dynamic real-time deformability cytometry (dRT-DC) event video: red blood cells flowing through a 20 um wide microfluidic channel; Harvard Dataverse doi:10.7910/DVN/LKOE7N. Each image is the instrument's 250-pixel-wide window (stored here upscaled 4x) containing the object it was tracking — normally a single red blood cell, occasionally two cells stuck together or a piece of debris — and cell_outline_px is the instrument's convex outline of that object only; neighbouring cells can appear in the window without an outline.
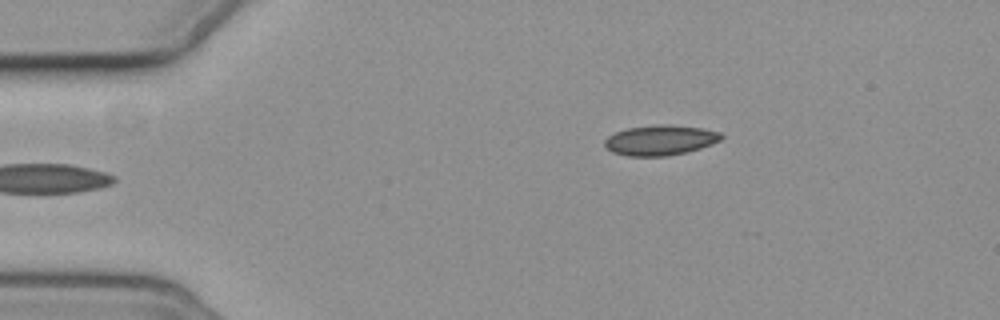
{"species": "common noctule bat (a hibernating species)", "species_latin": "Nyctalus noctula", "temperature_condition": "cold", "stored_images_in_passage": 4, "camera_frame_rate_fps": 3000, "um_per_image_px": 0.085, "animal": {"sex": "female", "body_mass_g": 19.3, "forearm_length_mm": 54.1}, "frame": {"image": 1, "passage_image": 4, "time_ms": 3.333, "image_size_px": [1000, 320], "cell_outline_px": [[724, 136], [720, 140], [712, 144], [688, 152], [668, 156], [628, 156], [612, 152], [604, 144], [604, 140], [608, 136], [616, 132], [628, 128], [660, 124], [668, 124], [700, 128], [720, 132]], "centroid_in_image_um": [56.13, 11.92], "position_along_channel_um": 28.9, "area_um2": 20.46}}